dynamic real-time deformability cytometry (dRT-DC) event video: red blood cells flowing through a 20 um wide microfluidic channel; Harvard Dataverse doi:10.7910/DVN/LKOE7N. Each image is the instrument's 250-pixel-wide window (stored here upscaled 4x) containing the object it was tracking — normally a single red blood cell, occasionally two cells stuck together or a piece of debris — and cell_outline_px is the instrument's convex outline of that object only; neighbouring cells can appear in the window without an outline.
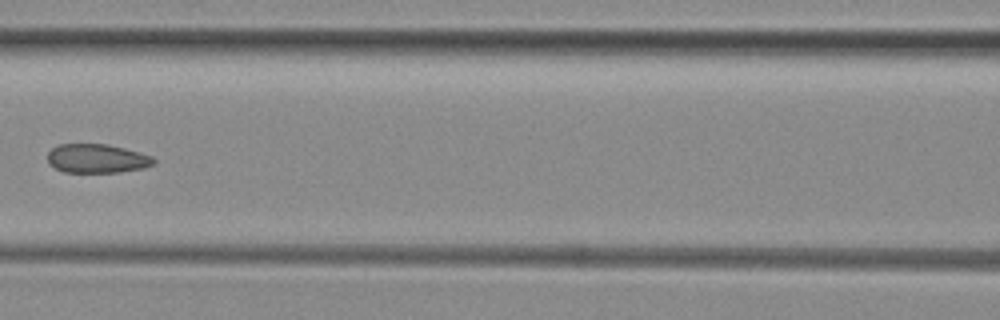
{"species": "common noctule bat (a hibernating species)", "species_latin": "Nyctalus noctula", "temperature_condition": "room temperature", "stored_images_in_passage": 7, "camera_frame_rate_fps": 3000, "um_per_image_px": 0.085, "animal": {"sex": "female", "body_mass_g": 29.2, "forearm_length_mm": 56.3}, "frame": {"image": 1, "passage_image": 6, "time_ms": 1.667, "image_size_px": [1000, 320], "cell_outline_px": [[156, 164], [144, 168], [120, 172], [64, 172], [48, 164], [48, 152], [52, 148], [60, 144], [108, 144], [124, 148], [152, 156], [156, 160]], "centroid_in_image_um": [8.26, 13.47], "position_along_channel_um": 158.3, "area_um2": 17.98}}
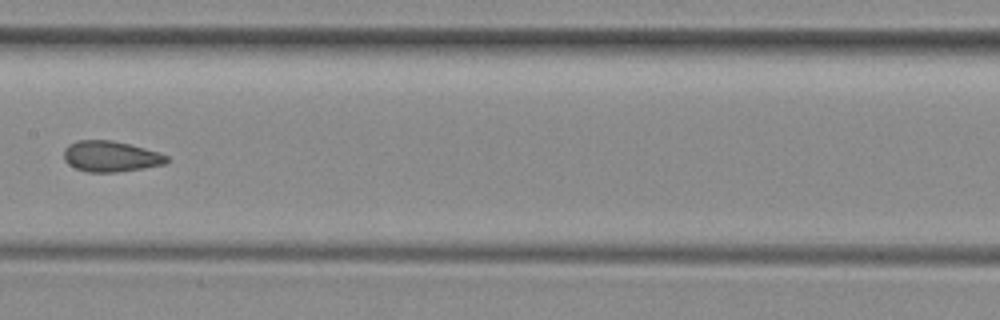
{"frame": {"image": 2, "passage_image": 7, "time_ms": 2.0, "image_size_px": [1000, 320], "cell_outline_px": [[168, 164], [144, 168], [116, 172], [88, 172], [76, 168], [68, 164], [64, 160], [64, 148], [68, 144], [76, 140], [112, 140], [144, 148], [168, 156]], "centroid_in_image_um": [9.39, 13.29], "position_along_channel_um": 198.0, "area_um2": 18.5}}